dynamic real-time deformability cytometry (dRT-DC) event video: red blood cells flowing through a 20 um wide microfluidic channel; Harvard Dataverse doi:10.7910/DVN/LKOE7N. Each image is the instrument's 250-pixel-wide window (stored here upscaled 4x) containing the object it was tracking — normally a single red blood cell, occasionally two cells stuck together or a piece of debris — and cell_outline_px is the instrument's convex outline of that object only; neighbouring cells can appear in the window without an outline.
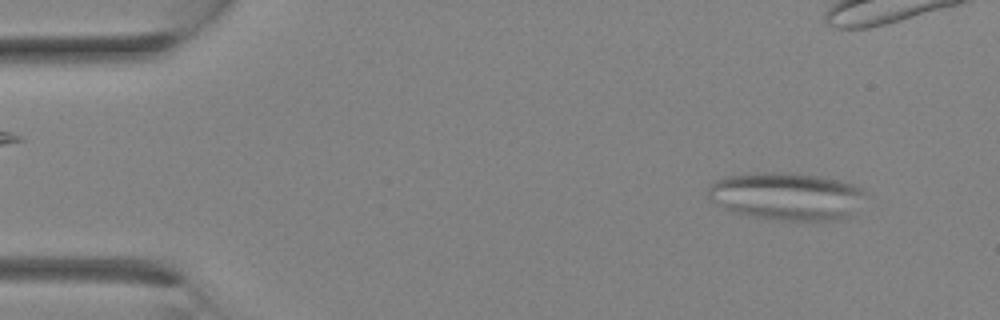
{"species": "Egyptian fruit bat (a non-hibernating species)", "species_latin": "Rousettus aegyptiacus", "temperature_condition": "room temperature", "stored_images_in_passage": 3, "camera_frame_rate_fps": 3000, "um_per_image_px": 0.085, "animal": {"sex": "female"}, "frame": {"image": 1, "passage_image": 3, "time_ms": 2.333, "image_size_px": [1000, 320], "cell_outline_px": [[868, 196], [852, 216], [840, 220], [780, 220], [748, 216], [732, 212], [724, 208], [712, 200], [708, 196], [708, 184], [712, 180], [732, 176], [756, 172], [788, 172], [820, 176], [840, 180], [852, 184], [860, 188]], "centroid_in_image_um": [66.9, 16.68], "position_along_channel_um": 18.1, "area_um2": 44.27}}